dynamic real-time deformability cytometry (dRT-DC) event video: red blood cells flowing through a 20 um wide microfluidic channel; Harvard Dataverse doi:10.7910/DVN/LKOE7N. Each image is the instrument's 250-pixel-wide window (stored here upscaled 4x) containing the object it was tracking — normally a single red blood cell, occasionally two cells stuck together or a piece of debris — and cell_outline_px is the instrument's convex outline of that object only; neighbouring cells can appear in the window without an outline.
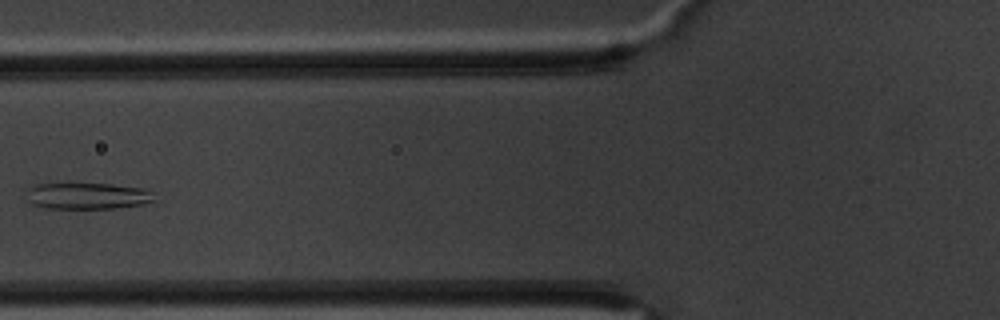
{"species": "common noctule bat (a hibernating species)", "species_latin": "Nyctalus noctula", "temperature_condition": "warm", "stored_images_in_passage": 6, "camera_frame_rate_fps": 3000, "um_per_image_px": 0.085, "animal": {"sex": "male", "body_mass_g": 20.1, "forearm_length_mm": 53.5}, "frame": {"image": 1, "passage_image": 3, "time_ms": 0.667, "image_size_px": [1000, 320], "cell_outline_px": [[156, 200], [144, 204], [120, 208], [44, 208], [32, 204], [28, 200], [24, 192], [24, 188], [36, 184], [112, 184], [144, 188], [152, 192]], "centroid_in_image_um": [7.41, 16.65], "position_along_channel_um": 118.4, "area_um2": 20.0}}